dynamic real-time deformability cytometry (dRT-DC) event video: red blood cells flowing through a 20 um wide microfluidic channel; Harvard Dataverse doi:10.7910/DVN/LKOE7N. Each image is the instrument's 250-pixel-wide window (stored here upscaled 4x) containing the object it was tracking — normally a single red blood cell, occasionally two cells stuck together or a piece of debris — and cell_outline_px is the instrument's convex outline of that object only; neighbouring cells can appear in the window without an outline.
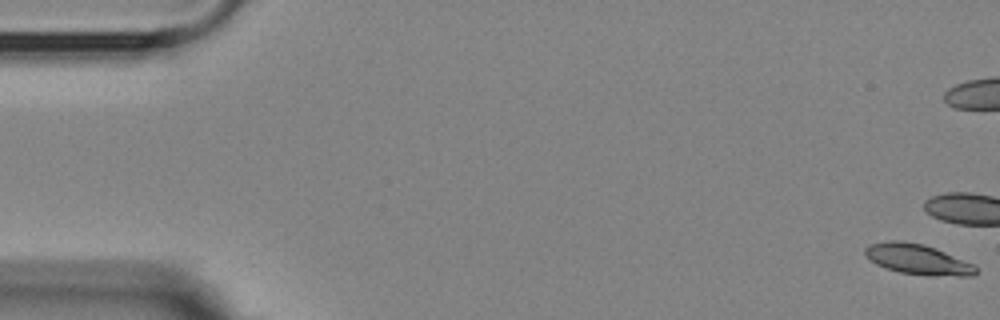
{"species": "Egyptian fruit bat (a non-hibernating species)", "species_latin": "Rousettus aegyptiacus", "temperature_condition": "room temperature", "stored_images_in_passage": 11, "camera_frame_rate_fps": 3000, "um_per_image_px": 0.085, "animal": {"sex": "female"}, "frame": {"image": 1, "passage_image": 1, "time_ms": 0.0, "image_size_px": [1000, 320], "cell_outline_px": [[976, 272], [972, 276], [928, 276], [900, 272], [876, 264], [864, 256], [864, 248], [872, 244], [888, 240], [900, 240], [924, 244], [936, 248], [972, 264], [976, 268]], "centroid_in_image_um": [77.97, 22.04], "position_along_channel_um": 7.0, "area_um2": 19.54}}